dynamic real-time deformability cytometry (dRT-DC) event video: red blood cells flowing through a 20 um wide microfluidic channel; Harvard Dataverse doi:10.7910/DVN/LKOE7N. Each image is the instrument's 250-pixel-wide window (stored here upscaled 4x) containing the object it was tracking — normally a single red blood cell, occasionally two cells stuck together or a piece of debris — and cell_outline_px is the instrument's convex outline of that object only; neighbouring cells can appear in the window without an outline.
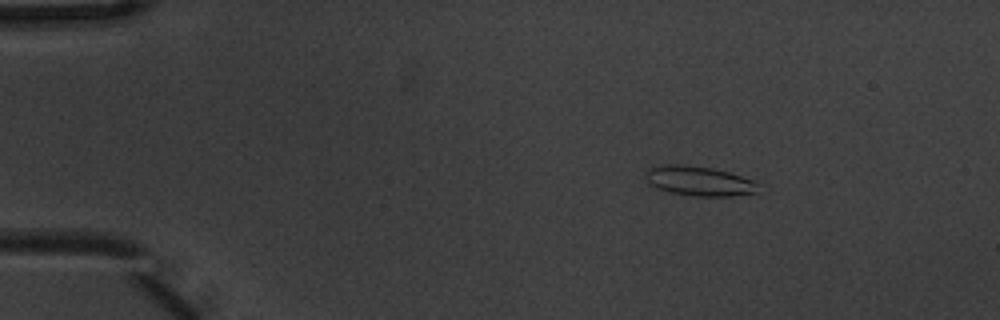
{"species": "common noctule bat (a hibernating species)", "species_latin": "Nyctalus noctula", "temperature_condition": "warm", "stored_images_in_passage": 4, "camera_frame_rate_fps": 3000, "um_per_image_px": 0.085, "animal": {"sex": "male", "body_mass_g": 20.1, "forearm_length_mm": 53.5}, "frame": {"image": 1, "passage_image": 2, "time_ms": 0.333, "image_size_px": [1000, 320], "cell_outline_px": [[760, 192], [732, 196], [696, 196], [668, 192], [656, 188], [648, 184], [644, 176], [644, 172], [648, 168], [668, 164], [680, 164], [712, 168], [728, 172], [756, 180]], "centroid_in_image_um": [59.41, 15.39], "position_along_channel_um": 25.6, "area_um2": 19.77}}